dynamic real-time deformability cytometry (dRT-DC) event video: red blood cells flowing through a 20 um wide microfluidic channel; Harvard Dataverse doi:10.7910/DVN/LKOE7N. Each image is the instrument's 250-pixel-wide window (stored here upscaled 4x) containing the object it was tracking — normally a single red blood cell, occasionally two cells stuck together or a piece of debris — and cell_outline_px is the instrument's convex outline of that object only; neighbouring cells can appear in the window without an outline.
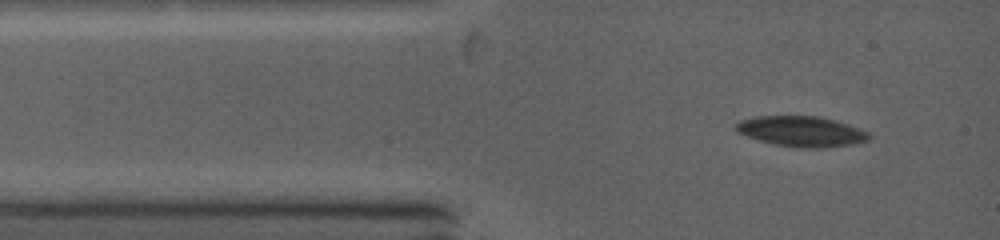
{"species": "common noctule bat (a hibernating species)", "species_latin": "Nyctalus noctula", "temperature_condition": "warm", "stored_images_in_passage": 7, "camera_frame_rate_fps": 5000, "um_per_image_px": 0.085, "animal": {"sex": "female", "body_mass_g": 19.0, "forearm_length_mm": 53.3}, "frame": {"image": 1, "passage_image": 1, "time_ms": 0.0, "image_size_px": [1000, 240], "cell_outline_px": [[872, 136], [868, 140], [856, 144], [820, 148], [800, 148], [776, 144], [760, 140], [736, 132], [736, 124], [740, 120], [756, 116], [820, 116], [836, 120], [848, 124], [868, 132]], "centroid_in_image_um": [68.16, 11.16], "position_along_channel_um": 16.8, "area_um2": 23.58}}
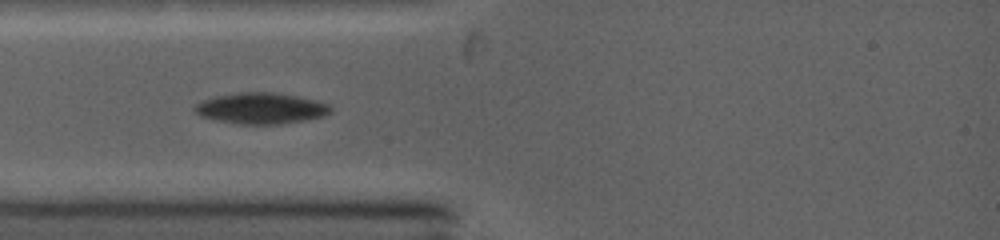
{"frame": {"image": 2, "passage_image": 3, "time_ms": 1.8, "image_size_px": [1000, 240], "cell_outline_px": [[332, 112], [324, 116], [304, 120], [280, 124], [236, 124], [212, 120], [200, 116], [192, 108], [196, 104], [204, 100], [220, 96], [244, 92], [268, 92], [316, 100], [328, 104], [332, 108]], "centroid_in_image_um": [22.17, 9.23], "position_along_channel_um": 62.8, "area_um2": 24.33}}
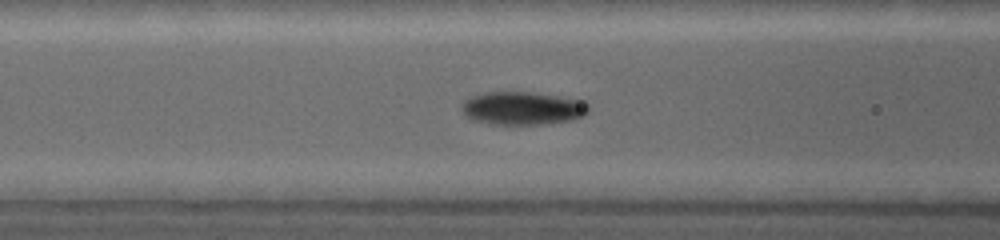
{"frame": {"image": 3, "passage_image": 6, "time_ms": 3.2, "image_size_px": [1000, 240], "cell_outline_px": [[588, 112], [584, 116], [572, 120], [548, 124], [488, 124], [468, 120], [464, 116], [464, 104], [472, 96], [492, 92], [524, 92], [580, 100], [588, 104]], "centroid_in_image_um": [44.42, 9.24], "position_along_channel_um": 122.2, "area_um2": 24.1}}